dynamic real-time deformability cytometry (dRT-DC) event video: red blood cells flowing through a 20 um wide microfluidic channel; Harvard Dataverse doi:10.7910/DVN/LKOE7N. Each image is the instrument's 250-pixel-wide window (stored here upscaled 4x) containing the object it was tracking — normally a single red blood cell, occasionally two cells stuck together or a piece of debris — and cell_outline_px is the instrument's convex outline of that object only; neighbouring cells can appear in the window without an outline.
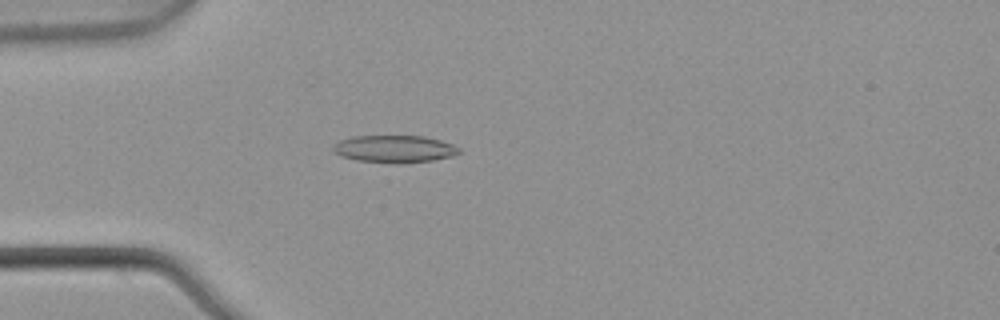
{"species": "common noctule bat (a hibernating species)", "species_latin": "Nyctalus noctula", "temperature_condition": "warm", "stored_images_in_passage": 4, "camera_frame_rate_fps": 3000, "um_per_image_px": 0.085, "animal": {"sex": "male", "body_mass_g": 21.5, "forearm_length_mm": 52.0}, "frame": {"image": 1, "passage_image": 4, "time_ms": 1.0, "image_size_px": [1000, 320], "cell_outline_px": [[460, 152], [452, 156], [432, 160], [400, 164], [356, 160], [340, 156], [332, 148], [332, 144], [340, 140], [352, 136], [424, 136], [440, 140], [452, 144], [460, 148]], "centroid_in_image_um": [33.51, 12.66], "position_along_channel_um": 51.5, "area_um2": 20.11}}